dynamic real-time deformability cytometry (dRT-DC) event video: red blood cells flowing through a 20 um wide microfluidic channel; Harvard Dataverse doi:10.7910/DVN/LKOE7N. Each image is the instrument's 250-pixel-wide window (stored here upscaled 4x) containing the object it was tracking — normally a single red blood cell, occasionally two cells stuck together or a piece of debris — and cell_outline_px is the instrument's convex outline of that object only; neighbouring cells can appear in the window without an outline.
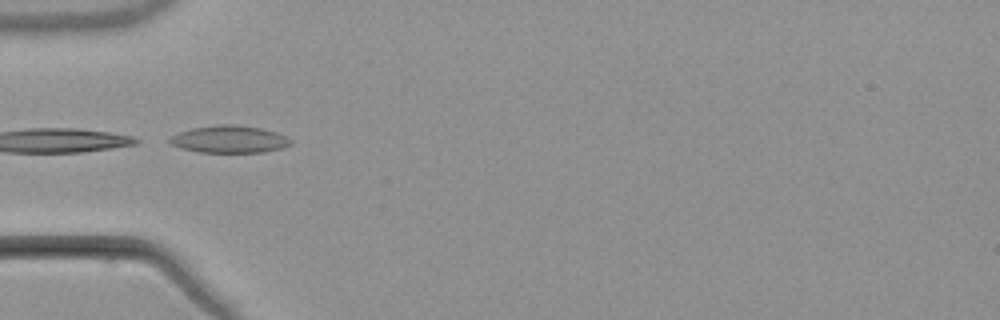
{"species": "common noctule bat (a hibernating species)", "species_latin": "Nyctalus noctula", "temperature_condition": "warm", "stored_images_in_passage": 7, "camera_frame_rate_fps": 3000, "um_per_image_px": 0.085, "animal": {"sex": "male", "body_mass_g": 21.5, "forearm_length_mm": 52.0}, "frame": {"image": 1, "passage_image": 5, "time_ms": 5.0, "image_size_px": [1000, 320], "cell_outline_px": [[292, 144], [284, 148], [264, 152], [196, 152], [180, 148], [168, 144], [168, 140], [172, 136], [180, 132], [192, 128], [220, 124], [232, 124], [260, 128], [276, 132], [288, 136], [292, 140]], "centroid_in_image_um": [19.51, 11.84], "position_along_channel_um": 65.5, "area_um2": 19.42}}
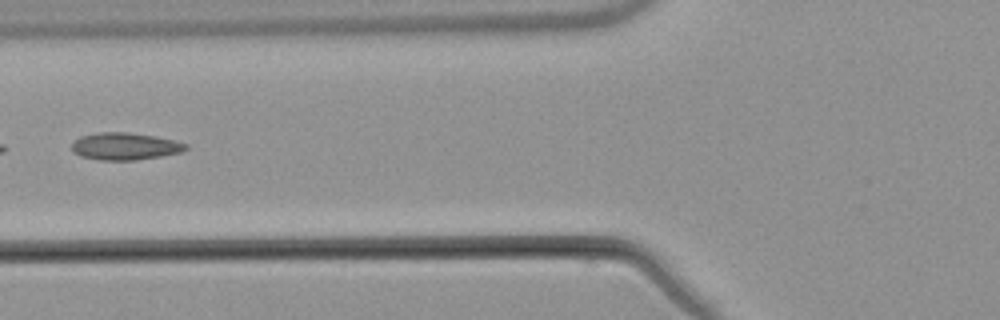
{"frame": {"image": 2, "passage_image": 6, "time_ms": 6.333, "image_size_px": [1000, 320], "cell_outline_px": [[188, 148], [180, 152], [160, 156], [136, 160], [96, 160], [80, 156], [72, 152], [72, 144], [80, 136], [96, 132], [128, 132], [156, 136], [176, 140], [188, 144]], "centroid_in_image_um": [10.61, 12.43], "position_along_channel_um": 115.2, "area_um2": 18.26}}
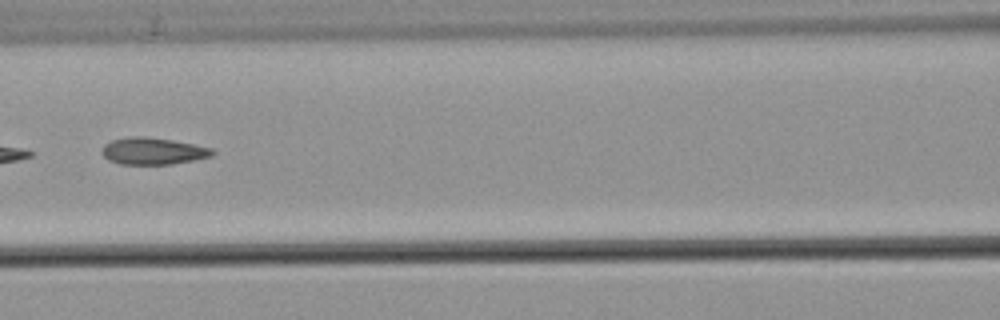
{"frame": {"image": 3, "passage_image": 7, "time_ms": 7.333, "image_size_px": [1000, 320], "cell_outline_px": [[216, 152], [212, 156], [172, 164], [120, 164], [108, 160], [104, 156], [104, 144], [112, 140], [128, 136], [144, 136], [172, 140], [212, 148]], "centroid_in_image_um": [13.01, 12.84], "position_along_channel_um": 153.6, "area_um2": 17.17}}